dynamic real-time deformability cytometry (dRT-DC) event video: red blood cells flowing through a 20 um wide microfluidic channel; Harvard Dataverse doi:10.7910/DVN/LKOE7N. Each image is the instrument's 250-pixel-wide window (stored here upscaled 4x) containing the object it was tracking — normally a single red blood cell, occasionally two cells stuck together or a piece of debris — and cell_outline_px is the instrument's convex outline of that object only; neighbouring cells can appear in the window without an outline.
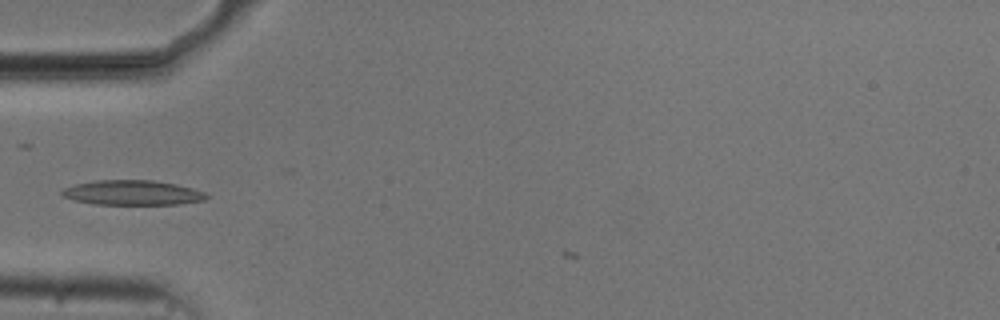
{"species": "common noctule bat (a hibernating species)", "species_latin": "Nyctalus noctula", "temperature_condition": "cold", "stored_images_in_passage": 29, "camera_frame_rate_fps": 3000, "um_per_image_px": 0.085, "animal": {"sex": "male", "body_mass_g": 20.5, "forearm_length_mm": 52.5}, "frame": {"image": 1, "passage_image": 2, "time_ms": 0.333, "image_size_px": [1000, 320], "cell_outline_px": [[208, 196], [204, 200], [180, 204], [96, 204], [72, 200], [64, 196], [60, 192], [64, 188], [72, 184], [96, 180], [152, 180], [176, 184], [192, 188], [204, 192]], "centroid_in_image_um": [11.22, 16.37], "position_along_channel_um": 73.8, "area_um2": 20.87}}
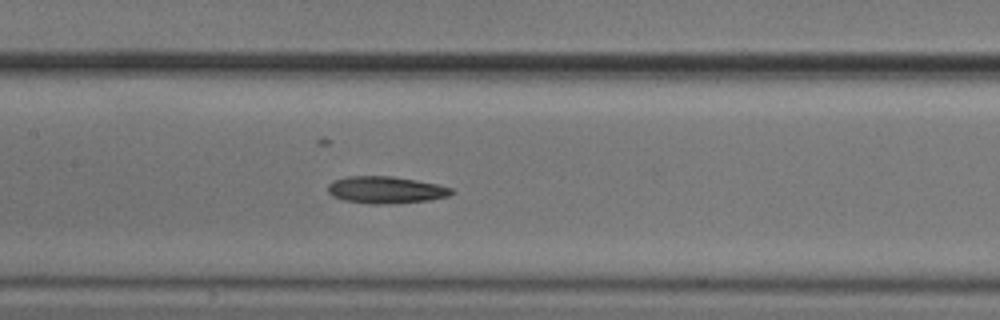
{"frame": {"image": 2, "passage_image": 10, "time_ms": 3.0, "image_size_px": [1000, 320], "cell_outline_px": [[456, 192], [448, 196], [428, 200], [388, 204], [368, 204], [344, 200], [332, 196], [328, 192], [328, 184], [332, 180], [348, 176], [392, 176], [416, 180], [436, 184], [452, 188]], "centroid_in_image_um": [32.77, 16.14], "position_along_channel_um": 174.6, "area_um2": 19.54}}
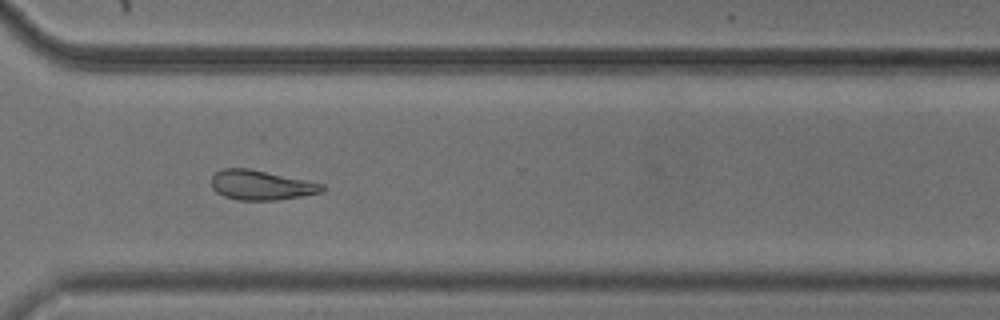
{"frame": {"image": 3, "passage_image": 24, "time_ms": 7.667, "image_size_px": [1000, 320], "cell_outline_px": [[324, 192], [304, 196], [276, 200], [240, 200], [224, 196], [216, 192], [212, 188], [212, 176], [216, 172], [224, 168], [248, 168], [324, 184]], "centroid_in_image_um": [22.2, 15.74], "position_along_channel_um": 348.4, "area_um2": 19.07}}